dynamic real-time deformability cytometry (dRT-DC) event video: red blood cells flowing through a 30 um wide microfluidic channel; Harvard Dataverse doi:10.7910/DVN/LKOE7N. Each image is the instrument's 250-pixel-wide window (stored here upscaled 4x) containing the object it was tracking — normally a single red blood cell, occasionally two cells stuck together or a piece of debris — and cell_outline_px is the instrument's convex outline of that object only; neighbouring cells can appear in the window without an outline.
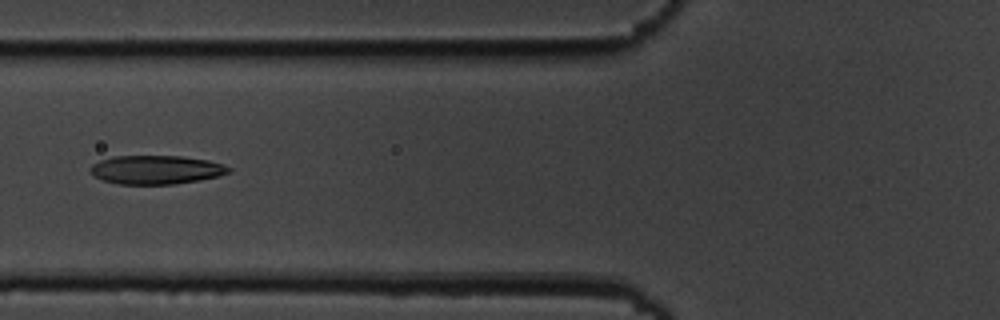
{"species": "common noctule bat (a hibernating species)", "species_latin": "Nyctalus noctula", "temperature_condition": "cold", "stored_images_in_passage": 12, "camera_frame_rate_fps": 3000, "um_per_image_px": 0.085, "animal": {"sex": "male", "body_mass_g": 19.5, "forearm_length_mm": 54.6}, "frame": {"image": 1, "passage_image": 3, "time_ms": 2.333, "image_size_px": [1000, 320], "cell_outline_px": [[232, 172], [220, 176], [200, 180], [172, 184], [116, 184], [104, 180], [96, 176], [88, 168], [92, 164], [100, 160], [112, 156], [180, 156], [208, 160], [224, 164], [232, 168]], "centroid_in_image_um": [13.31, 14.42], "position_along_channel_um": 112.5, "area_um2": 23.29}}
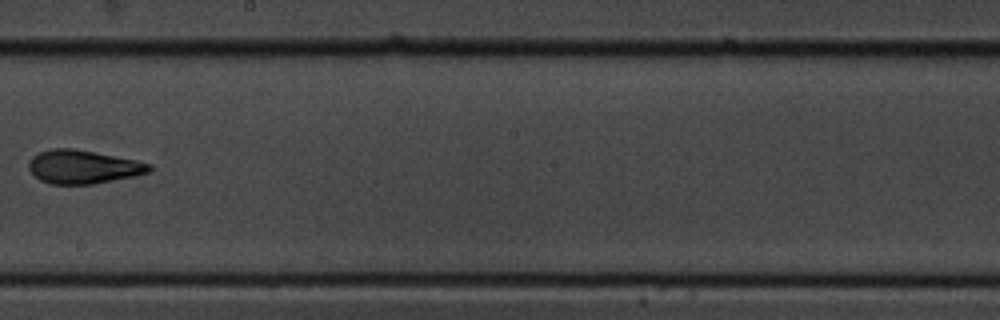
{"frame": {"image": 2, "passage_image": 6, "time_ms": 6.0, "image_size_px": [1000, 320], "cell_outline_px": [[152, 168], [148, 172], [136, 176], [92, 184], [52, 184], [40, 180], [28, 168], [28, 160], [32, 156], [40, 152], [52, 148], [72, 148], [136, 160], [152, 164]], "centroid_in_image_um": [7.06, 14.18], "position_along_channel_um": 241.1, "area_um2": 23.47}}
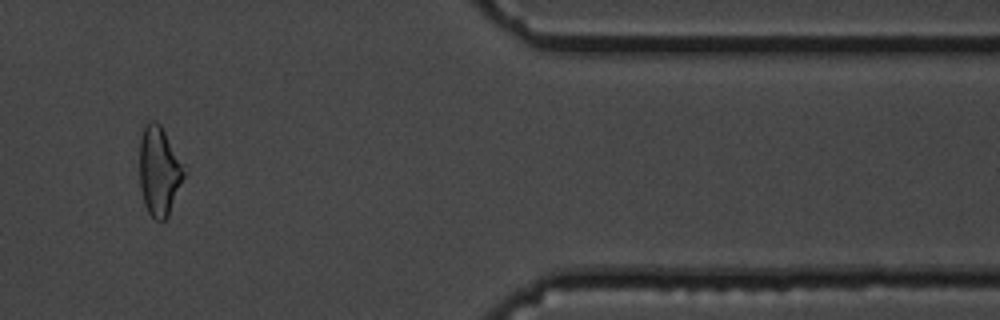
{"frame": {"image": 3, "passage_image": 10, "time_ms": 11.333, "image_size_px": [1000, 320], "cell_outline_px": [[188, 172], [168, 216], [164, 220], [156, 220], [148, 212], [144, 204], [140, 188], [140, 140], [144, 124], [148, 120], [156, 120], [160, 124], [184, 164]], "centroid_in_image_um": [13.55, 14.53], "position_along_channel_um": 397.8, "area_um2": 23.58}, "authors_computed_cell_mechanics": {"area_um2": 23.3512, "velocity_mm_per_s": 3.5175, "shape_relaxation_time_tau1_ms": 6.6837, "shape_relaxation_time_tau2_ms": 2.9529, "deformation_change_tau1": 0.1767, "deformation_change_tau2": 0.1106}}